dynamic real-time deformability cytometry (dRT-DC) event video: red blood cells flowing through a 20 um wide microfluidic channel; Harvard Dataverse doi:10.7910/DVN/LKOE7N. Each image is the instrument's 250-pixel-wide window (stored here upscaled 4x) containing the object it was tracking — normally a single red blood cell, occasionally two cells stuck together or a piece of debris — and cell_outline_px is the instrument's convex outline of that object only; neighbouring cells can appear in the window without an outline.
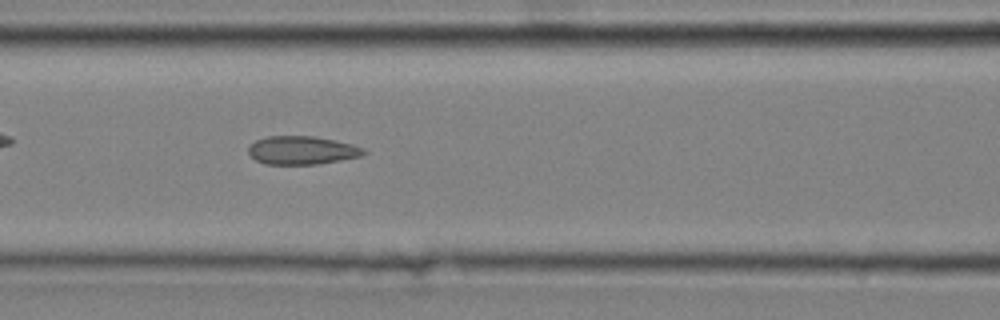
{"species": "common noctule bat (a hibernating species)", "species_latin": "Nyctalus noctula", "temperature_condition": "cold", "stored_images_in_passage": 38, "camera_frame_rate_fps": 3000, "um_per_image_px": 0.085, "animal": {"sex": "male", "body_mass_g": 20.4}, "frame": {"image": 1, "passage_image": 11, "time_ms": 3.333, "image_size_px": [1000, 320], "cell_outline_px": [[368, 152], [360, 156], [340, 160], [316, 164], [264, 164], [256, 160], [248, 152], [248, 148], [256, 140], [268, 136], [316, 136], [336, 140], [352, 144], [364, 148]], "centroid_in_image_um": [25.68, 12.77], "position_along_channel_um": 140.9, "area_um2": 19.02}}
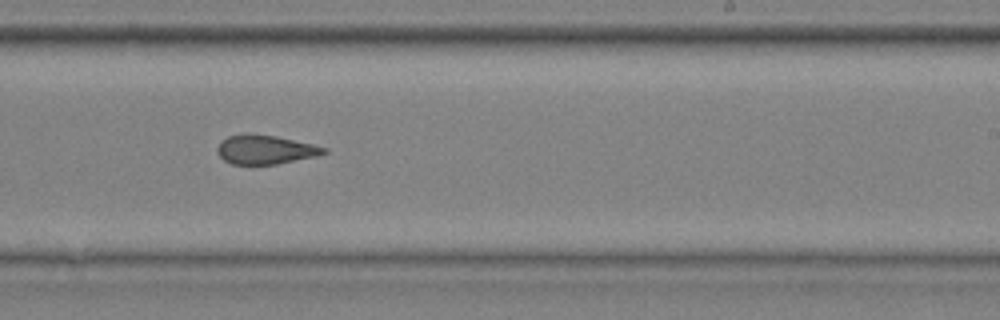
{"frame": {"image": 2, "passage_image": 21, "time_ms": 6.667, "image_size_px": [1000, 320], "cell_outline_px": [[328, 152], [316, 156], [276, 164], [232, 164], [224, 160], [216, 152], [216, 148], [220, 140], [228, 136], [244, 132], [248, 132], [276, 136], [312, 144], [328, 148]], "centroid_in_image_um": [22.5, 12.69], "position_along_channel_um": 266.5, "area_um2": 18.26}}
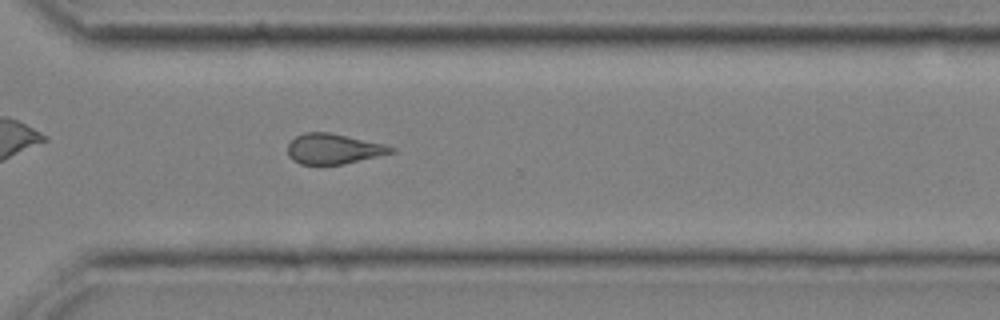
{"frame": {"image": 3, "passage_image": 27, "time_ms": 8.667, "image_size_px": [1000, 320], "cell_outline_px": [[396, 152], [344, 164], [300, 164], [292, 160], [288, 156], [288, 144], [296, 136], [304, 132], [328, 132], [384, 144], [396, 148]], "centroid_in_image_um": [28.35, 12.66], "position_along_channel_um": 342.3, "area_um2": 18.21}, "authors_computed_cell_mechanics": {"area_um2": 18.9584, "velocity_mm_per_s": 3.7784, "shape_relaxation_time_tau1_ms": null, "shape_relaxation_time_tau2_ms": 2.3261, "deformation_change_tau1": null, "deformation_change_tau2": 0.1034}}